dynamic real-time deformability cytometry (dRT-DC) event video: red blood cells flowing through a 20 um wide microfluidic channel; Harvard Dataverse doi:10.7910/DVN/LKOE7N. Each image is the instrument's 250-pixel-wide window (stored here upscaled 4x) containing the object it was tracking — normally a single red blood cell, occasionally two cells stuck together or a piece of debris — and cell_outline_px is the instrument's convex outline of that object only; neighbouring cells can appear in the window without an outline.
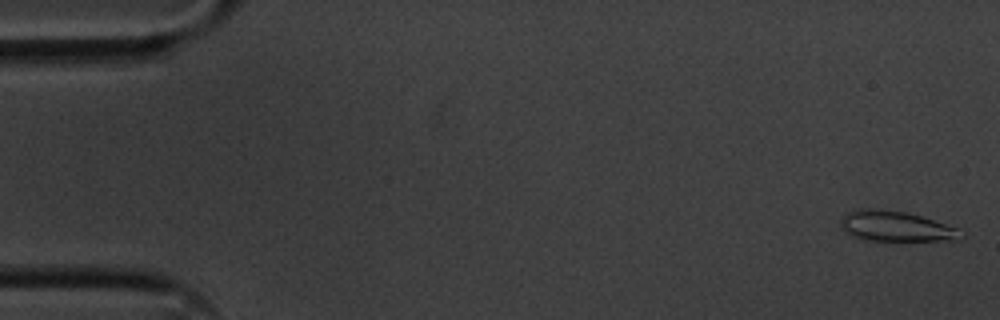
{"species": "common noctule bat (a hibernating species)", "species_latin": "Nyctalus noctula", "temperature_condition": "cold", "stored_images_in_passage": 15, "camera_frame_rate_fps": 3000, "um_per_image_px": 0.085, "animal": {"sex": "male", "body_mass_g": 20.1, "forearm_length_mm": 53.5}, "frame": {"image": 1, "passage_image": 1, "time_ms": 0.0, "image_size_px": [1000, 320], "cell_outline_px": [[964, 236], [956, 240], [864, 240], [852, 236], [844, 232], [840, 228], [840, 220], [848, 212], [864, 208], [868, 208], [904, 212], [920, 216], [956, 228], [964, 232]], "centroid_in_image_um": [76.1, 19.25], "position_along_channel_um": 8.9, "area_um2": 20.92}}